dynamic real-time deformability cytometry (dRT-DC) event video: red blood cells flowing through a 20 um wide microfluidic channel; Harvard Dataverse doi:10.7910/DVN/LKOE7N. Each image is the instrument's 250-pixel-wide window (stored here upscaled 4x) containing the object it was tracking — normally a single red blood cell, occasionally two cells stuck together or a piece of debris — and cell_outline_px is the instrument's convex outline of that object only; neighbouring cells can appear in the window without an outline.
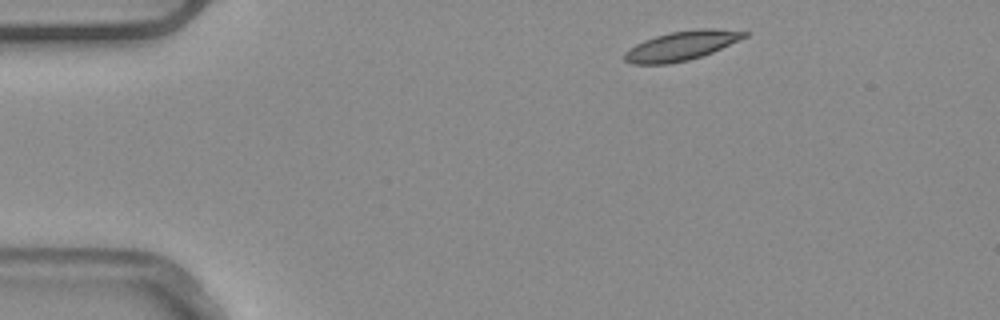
{"species": "common noctule bat (a hibernating species)", "species_latin": "Nyctalus noctula", "temperature_condition": "warm", "stored_images_in_passage": 3, "camera_frame_rate_fps": 3000, "um_per_image_px": 0.085, "animal": {"sex": "male", "body_mass_g": 20.4}, "frame": {"image": 1, "passage_image": 1, "time_ms": 0.0, "image_size_px": [1000, 320], "cell_outline_px": [[748, 36], [712, 52], [688, 60], [668, 64], [632, 64], [624, 60], [624, 52], [628, 48], [644, 40], [656, 36], [672, 32], [700, 28], [712, 28], [748, 32]], "centroid_in_image_um": [57.89, 3.89], "position_along_channel_um": 27.1, "area_um2": 20.29}}